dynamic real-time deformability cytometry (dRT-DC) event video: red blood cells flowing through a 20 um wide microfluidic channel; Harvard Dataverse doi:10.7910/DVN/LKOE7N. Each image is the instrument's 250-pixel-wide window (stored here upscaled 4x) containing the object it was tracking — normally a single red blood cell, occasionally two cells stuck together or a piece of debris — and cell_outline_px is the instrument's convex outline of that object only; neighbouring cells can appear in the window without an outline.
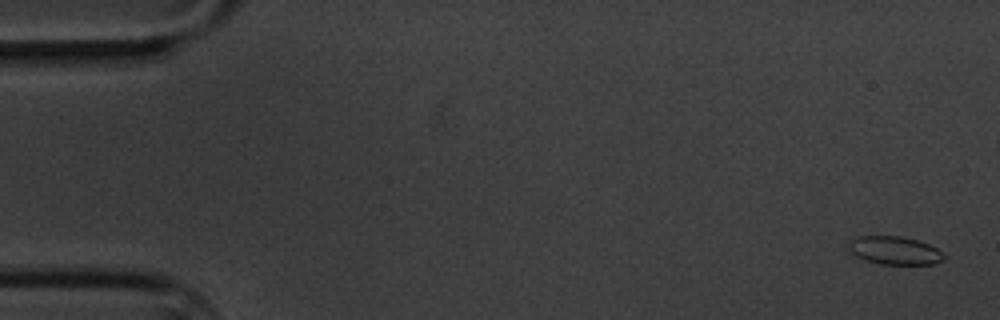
{"species": "common noctule bat (a hibernating species)", "species_latin": "Nyctalus noctula", "temperature_condition": "cold", "stored_images_in_passage": 5, "camera_frame_rate_fps": 3000, "um_per_image_px": 0.085, "animal": {"sex": "male", "body_mass_g": 20.1, "forearm_length_mm": 53.5}, "frame": {"image": 1, "passage_image": 1, "time_ms": 0.0, "image_size_px": [1000, 320], "cell_outline_px": [[948, 256], [944, 260], [936, 264], [880, 264], [864, 260], [848, 252], [848, 240], [856, 236], [900, 236], [916, 240], [928, 244], [944, 252]], "centroid_in_image_um": [76.03, 21.29], "position_along_channel_um": 9.0, "area_um2": 16.01}}